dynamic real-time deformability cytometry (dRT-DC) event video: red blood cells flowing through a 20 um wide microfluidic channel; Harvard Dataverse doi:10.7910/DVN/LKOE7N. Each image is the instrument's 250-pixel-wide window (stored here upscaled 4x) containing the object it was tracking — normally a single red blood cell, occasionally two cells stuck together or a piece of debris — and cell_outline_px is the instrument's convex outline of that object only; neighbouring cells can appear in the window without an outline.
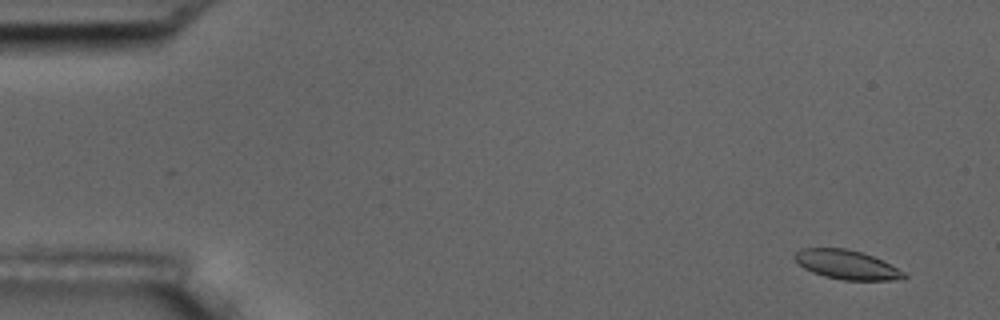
{"species": "common noctule bat (a hibernating species)", "species_latin": "Nyctalus noctula", "temperature_condition": "room temperature", "stored_images_in_passage": 57, "camera_frame_rate_fps": 3000, "um_per_image_px": 0.085, "animal": {"sex": "male", "body_mass_g": 17.5, "forearm_length_mm": 52.3}, "frame": {"image": 1, "passage_image": 4, "time_ms": 1.0, "image_size_px": [1000, 320], "cell_outline_px": [[908, 276], [904, 280], [844, 280], [824, 276], [812, 272], [804, 268], [792, 256], [796, 252], [804, 248], [844, 248], [860, 252], [872, 256], [904, 272]], "centroid_in_image_um": [71.97, 22.51], "position_along_channel_um": 13.0, "area_um2": 18.32}}
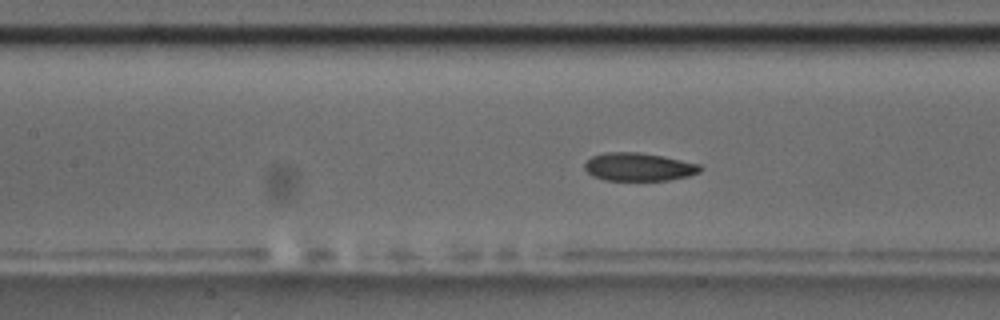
{"frame": {"image": 2, "passage_image": 26, "time_ms": 8.333, "image_size_px": [1000, 320], "cell_outline_px": [[704, 168], [700, 172], [688, 176], [668, 180], [604, 180], [592, 176], [584, 168], [584, 164], [592, 156], [604, 152], [640, 152], [664, 156], [700, 164]], "centroid_in_image_um": [54.3, 14.18], "position_along_channel_um": 153.1, "area_um2": 19.07}}
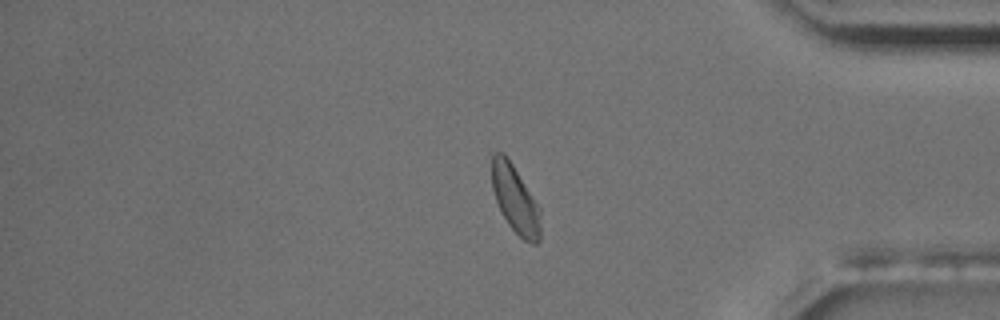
{"frame": {"image": 3, "passage_image": 48, "time_ms": 15.667, "image_size_px": [1000, 320], "cell_outline_px": [[540, 240], [536, 244], [532, 244], [524, 240], [508, 224], [496, 200], [492, 188], [492, 156], [496, 152], [504, 152], [512, 164], [540, 208]], "centroid_in_image_um": [43.8, 16.95], "position_along_channel_um": 391.4, "area_um2": 18.84}, "authors_computed_cell_mechanics": {"area_um2": 19.4786, "velocity_mm_per_s": 3.5656, "shape_relaxation_time_tau1_ms": 3.7908, "shape_relaxation_time_tau2_ms": 2.9683, "deformation_change_tau1": 0.1411, "deformation_change_tau2": 0.0822}}